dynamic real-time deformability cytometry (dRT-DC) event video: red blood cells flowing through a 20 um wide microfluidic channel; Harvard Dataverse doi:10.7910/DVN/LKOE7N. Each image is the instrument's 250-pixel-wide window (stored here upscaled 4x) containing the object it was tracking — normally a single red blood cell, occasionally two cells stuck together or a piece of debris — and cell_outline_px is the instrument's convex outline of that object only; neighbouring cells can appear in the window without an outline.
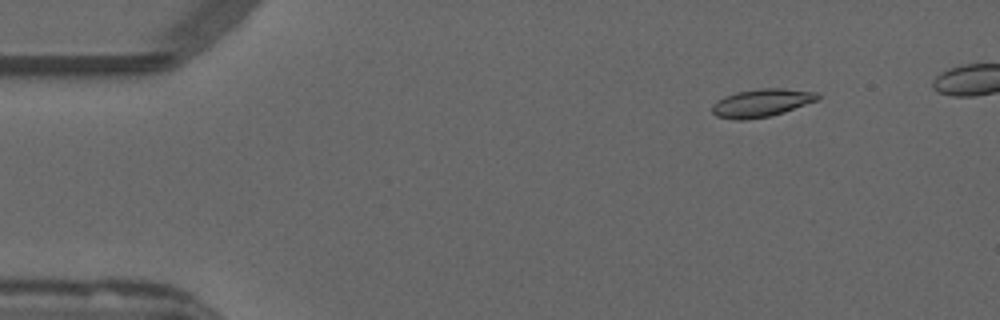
{"species": "common noctule bat (a hibernating species)", "species_latin": "Nyctalus noctula", "temperature_condition": "warm", "stored_images_in_passage": 43, "camera_frame_rate_fps": 3000, "um_per_image_px": 0.085, "animal": {"sex": "male", "forearm_length_mm": 52.5}, "frame": {"image": 1, "passage_image": 1, "time_ms": 0.0, "image_size_px": [1000, 320], "cell_outline_px": [[820, 96], [816, 100], [784, 112], [772, 116], [744, 120], [736, 120], [716, 116], [712, 112], [712, 104], [716, 100], [724, 96], [736, 92], [760, 88], [784, 88], [816, 92]], "centroid_in_image_um": [64.68, 8.74], "position_along_channel_um": 20.3, "area_um2": 17.22}}
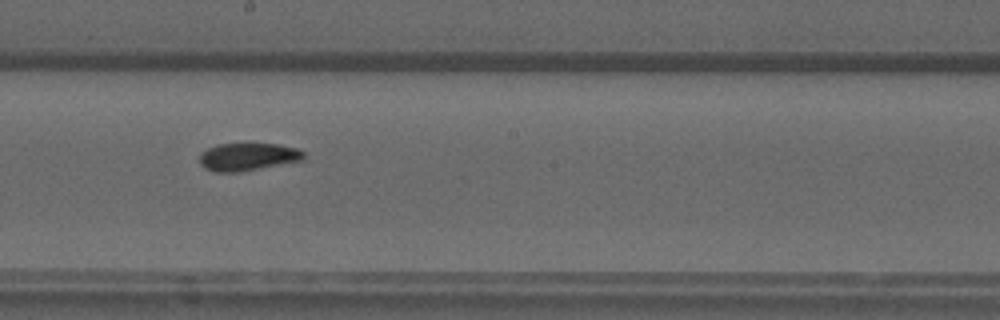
{"frame": {"image": 2, "passage_image": 24, "time_ms": 7.667, "image_size_px": [1000, 320], "cell_outline_px": [[304, 156], [300, 160], [240, 172], [216, 172], [204, 168], [200, 164], [200, 152], [216, 144], [280, 144], [296, 148], [304, 152]], "centroid_in_image_um": [21.01, 13.32], "position_along_channel_um": 227.2, "area_um2": 16.65}}
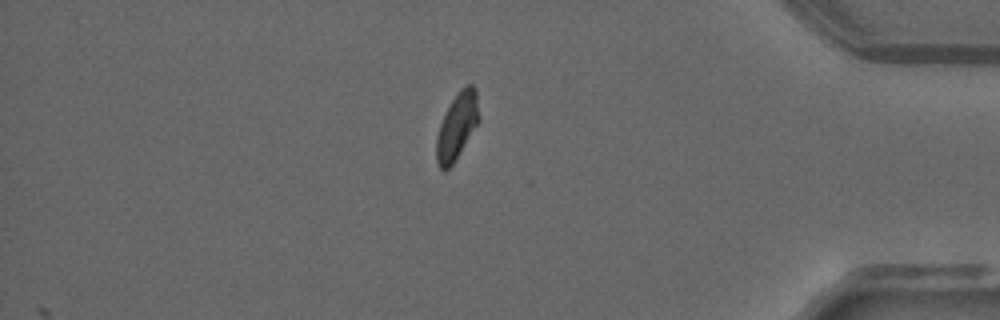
{"frame": {"image": 3, "passage_image": 40, "time_ms": 13.0, "image_size_px": [1000, 320], "cell_outline_px": [[480, 120], [452, 164], [444, 172], [440, 168], [436, 160], [436, 136], [440, 124], [452, 100], [460, 88], [468, 84], [472, 84], [476, 88], [480, 116]], "centroid_in_image_um": [38.86, 10.7], "position_along_channel_um": 396.3, "area_um2": 16.36}}